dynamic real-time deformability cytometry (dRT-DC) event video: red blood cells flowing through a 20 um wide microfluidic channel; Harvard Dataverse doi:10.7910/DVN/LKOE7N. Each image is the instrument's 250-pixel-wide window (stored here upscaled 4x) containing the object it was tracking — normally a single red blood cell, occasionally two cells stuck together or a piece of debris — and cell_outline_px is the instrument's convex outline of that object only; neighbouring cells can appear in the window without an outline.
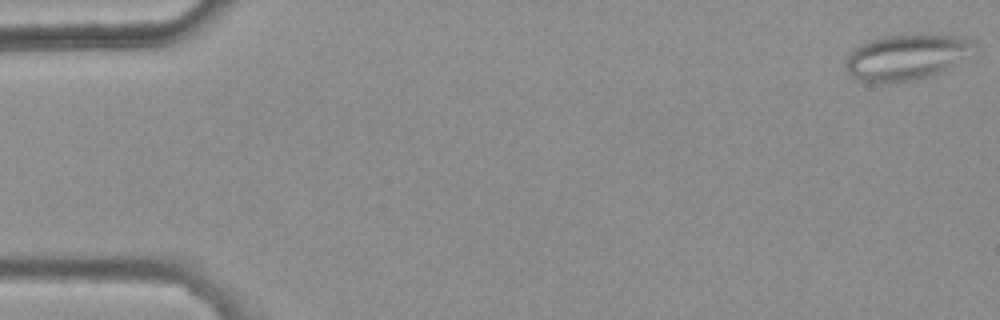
{"species": "common noctule bat (a hibernating species)", "species_latin": "Nyctalus noctula", "temperature_condition": "warm", "stored_images_in_passage": 10, "camera_frame_rate_fps": 3000, "um_per_image_px": 0.085, "animal": {"sex": "female", "body_mass_g": 25.1}, "frame": {"image": 1, "passage_image": 1, "time_ms": 0.0, "image_size_px": [1000, 320], "cell_outline_px": [[976, 44], [948, 68], [940, 72], [928, 76], [912, 80], [880, 84], [860, 80], [852, 76], [848, 72], [844, 64], [844, 56], [848, 52], [860, 44], [868, 40], [880, 36], [956, 36], [972, 40]], "centroid_in_image_um": [76.87, 4.88], "position_along_channel_um": 8.1, "area_um2": 33.41}}